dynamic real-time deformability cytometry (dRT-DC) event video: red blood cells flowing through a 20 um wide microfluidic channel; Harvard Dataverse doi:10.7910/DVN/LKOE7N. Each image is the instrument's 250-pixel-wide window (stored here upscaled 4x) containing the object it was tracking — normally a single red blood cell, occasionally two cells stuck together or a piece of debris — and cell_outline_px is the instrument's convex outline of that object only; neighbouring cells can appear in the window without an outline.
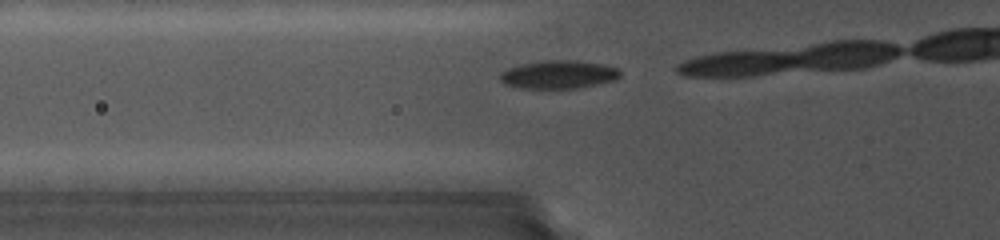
{"species": "common noctule bat (a hibernating species)", "species_latin": "Nyctalus noctula", "temperature_condition": "cold", "stored_images_in_passage": 7, "camera_frame_rate_fps": 5000, "um_per_image_px": 0.085, "animal": {"sex": "female", "body_mass_g": 19.0, "forearm_length_mm": 56.7}, "frame": {"image": 1, "passage_image": 2, "time_ms": 0.2, "image_size_px": [1000, 240], "cell_outline_px": [[620, 76], [616, 80], [576, 88], [524, 88], [504, 84], [500, 80], [500, 72], [508, 68], [520, 64], [544, 60], [576, 60], [604, 64], [620, 68]], "centroid_in_image_um": [47.49, 6.32], "position_along_channel_um": 78.3, "area_um2": 19.83}}